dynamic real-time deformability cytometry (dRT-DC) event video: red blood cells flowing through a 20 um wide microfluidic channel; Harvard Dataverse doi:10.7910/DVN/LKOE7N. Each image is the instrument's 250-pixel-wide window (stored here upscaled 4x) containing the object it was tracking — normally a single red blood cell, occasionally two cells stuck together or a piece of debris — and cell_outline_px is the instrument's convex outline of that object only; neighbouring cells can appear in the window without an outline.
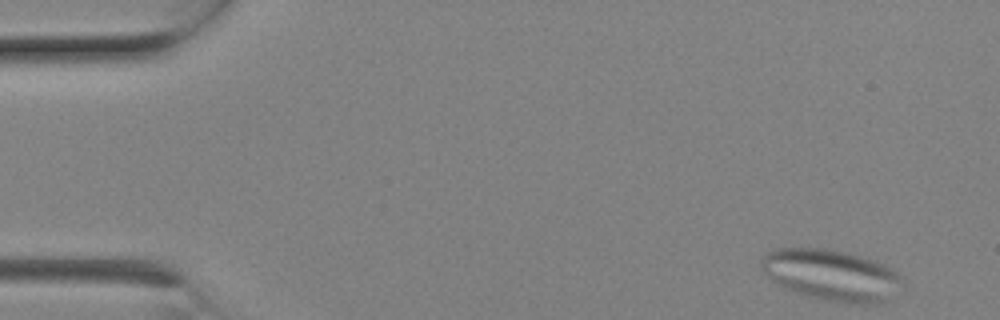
{"species": "Egyptian fruit bat (a non-hibernating species)", "species_latin": "Rousettus aegyptiacus", "temperature_condition": "room temperature", "stored_images_in_passage": 8, "camera_frame_rate_fps": 3000, "um_per_image_px": 0.085, "animal": {"sex": "female"}, "frame": {"image": 1, "passage_image": 1, "time_ms": 0.0, "image_size_px": [1000, 320], "cell_outline_px": [[900, 280], [888, 300], [880, 304], [844, 304], [804, 296], [780, 288], [760, 268], [760, 260], [768, 252], [776, 248], [824, 248], [844, 252], [860, 256], [884, 264], [896, 272], [900, 276]], "centroid_in_image_um": [70.58, 23.4], "position_along_channel_um": 14.4, "area_um2": 42.19}}
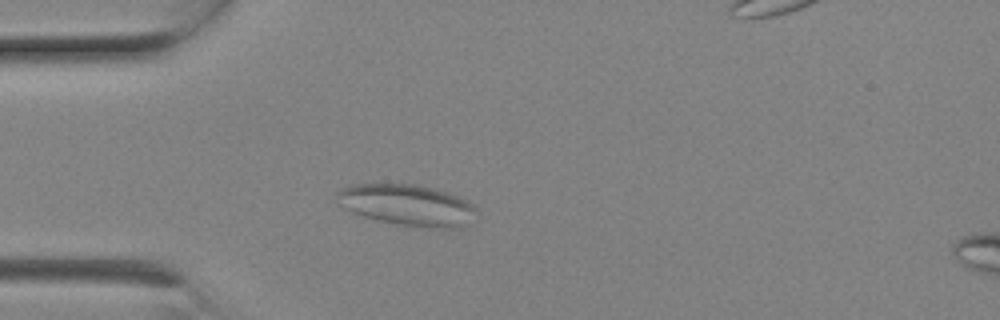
{"frame": {"image": 2, "passage_image": 5, "time_ms": 1.333, "image_size_px": [1000, 320], "cell_outline_px": [[476, 212], [468, 224], [464, 228], [432, 228], [396, 224], [364, 216], [352, 212], [340, 204], [336, 196], [336, 192], [344, 188], [356, 184], [416, 184], [448, 192], [460, 196], [476, 204]], "centroid_in_image_um": [34.7, 17.43], "position_along_channel_um": 50.3, "area_um2": 33.58}}